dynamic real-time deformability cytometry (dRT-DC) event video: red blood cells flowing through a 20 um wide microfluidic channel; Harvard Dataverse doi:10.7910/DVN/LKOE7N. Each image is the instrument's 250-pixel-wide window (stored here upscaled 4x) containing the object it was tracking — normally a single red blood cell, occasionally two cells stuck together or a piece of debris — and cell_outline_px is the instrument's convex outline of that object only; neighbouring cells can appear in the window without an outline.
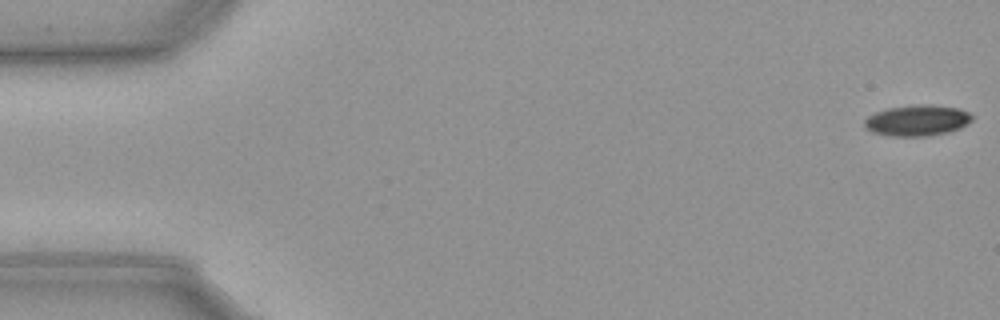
{"species": "common noctule bat (a hibernating species)", "species_latin": "Nyctalus noctula", "temperature_condition": "cold", "stored_images_in_passage": 57, "camera_frame_rate_fps": 3000, "um_per_image_px": 0.085, "animal": {"sex": "male", "body_mass_g": 23.1, "forearm_length_mm": 52.7}, "frame": {"image": 1, "passage_image": 1, "time_ms": 0.0, "image_size_px": [1000, 320], "cell_outline_px": [[972, 120], [960, 128], [948, 132], [924, 136], [892, 136], [872, 132], [864, 128], [864, 120], [868, 116], [876, 112], [888, 108], [920, 104], [928, 104], [960, 108], [968, 112], [972, 116]], "centroid_in_image_um": [77.95, 10.23], "position_along_channel_um": 7.1, "area_um2": 19.36}}
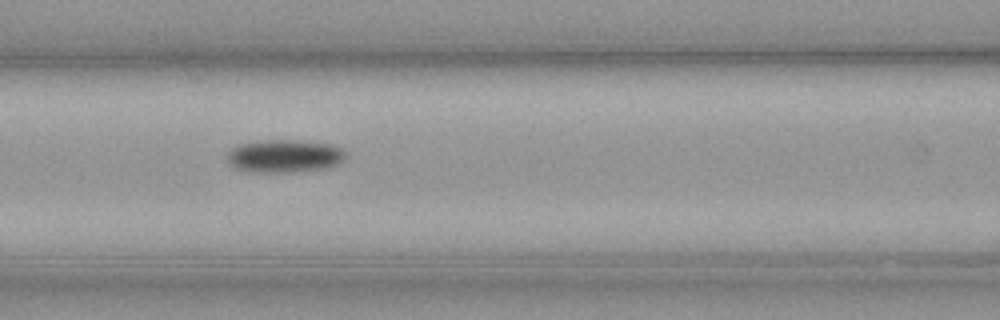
{"frame": {"image": 2, "passage_image": 24, "time_ms": 7.667, "image_size_px": [1000, 320], "cell_outline_px": [[344, 156], [336, 164], [324, 168], [292, 172], [256, 172], [236, 168], [228, 160], [228, 152], [232, 148], [240, 144], [260, 140], [296, 140], [332, 144], [340, 148], [344, 152]], "centroid_in_image_um": [24.15, 13.25], "position_along_channel_um": 142.5, "area_um2": 22.31}}
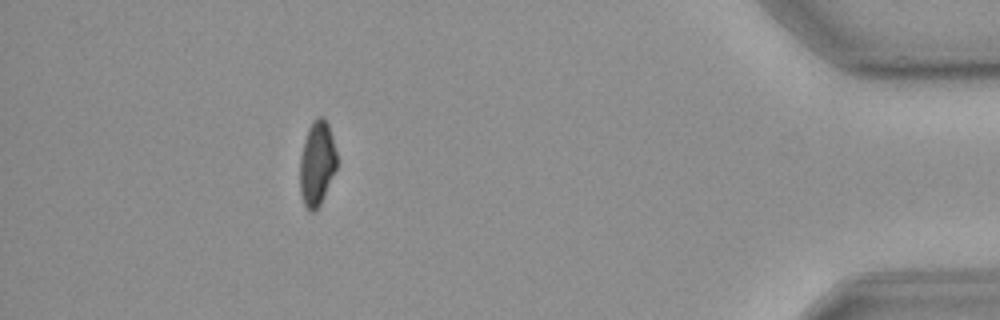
{"frame": {"image": 3, "passage_image": 51, "time_ms": 16.667, "image_size_px": [1000, 320], "cell_outline_px": [[336, 168], [320, 204], [316, 212], [312, 212], [304, 204], [300, 192], [300, 156], [304, 140], [308, 128], [312, 120], [316, 116], [324, 116], [328, 124], [332, 136], [336, 152]], "centroid_in_image_um": [26.93, 13.85], "position_along_channel_um": 408.3, "area_um2": 18.15}, "authors_computed_cell_mechanics": {"area_um2": 20.0566, "velocity_mm_per_s": 3.6172, "shape_relaxation_time_tau1_ms": 2.8324, "shape_relaxation_time_tau2_ms": null, "deformation_change_tau1": 0.0919, "deformation_change_tau2": null}}